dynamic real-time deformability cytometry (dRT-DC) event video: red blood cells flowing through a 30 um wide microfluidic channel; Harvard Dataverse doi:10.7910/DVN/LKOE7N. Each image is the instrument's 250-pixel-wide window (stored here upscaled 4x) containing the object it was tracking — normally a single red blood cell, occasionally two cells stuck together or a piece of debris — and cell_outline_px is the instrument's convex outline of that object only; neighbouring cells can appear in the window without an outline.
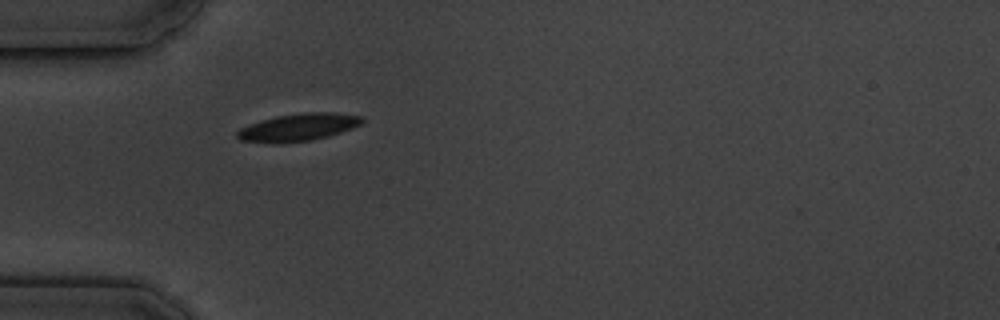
{"species": "common noctule bat (a hibernating species)", "species_latin": "Nyctalus noctula", "temperature_condition": "cold", "stored_images_in_passage": 3, "camera_frame_rate_fps": 3000, "um_per_image_px": 0.085, "animal": {"sex": "male", "body_mass_g": 19.5, "forearm_length_mm": 54.6}, "frame": {"image": 1, "passage_image": 1, "time_ms": 0.0, "image_size_px": [1000, 320], "cell_outline_px": [[364, 120], [360, 124], [352, 128], [328, 136], [312, 140], [276, 144], [272, 144], [240, 140], [236, 136], [236, 132], [240, 128], [260, 120], [276, 116], [304, 112], [332, 112], [364, 116]], "centroid_in_image_um": [25.33, 10.82], "position_along_channel_um": 59.7, "area_um2": 20.17}}